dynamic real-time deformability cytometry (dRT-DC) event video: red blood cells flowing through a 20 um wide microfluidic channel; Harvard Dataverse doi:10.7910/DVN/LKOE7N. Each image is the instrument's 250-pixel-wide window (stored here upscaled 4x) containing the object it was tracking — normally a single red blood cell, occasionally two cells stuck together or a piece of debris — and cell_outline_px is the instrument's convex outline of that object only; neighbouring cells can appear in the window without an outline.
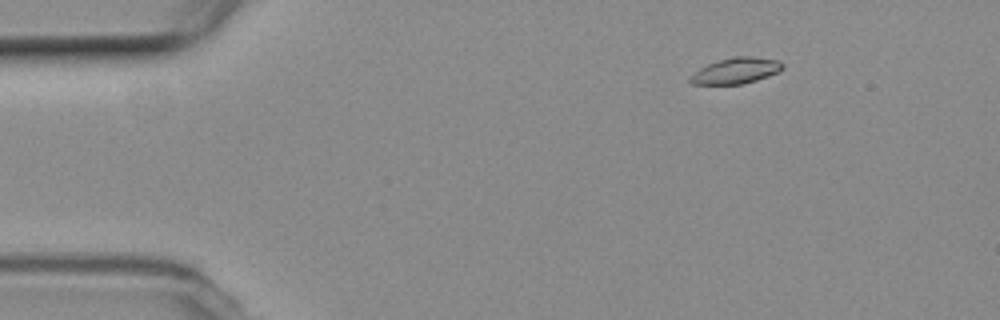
{"species": "common noctule bat (a hibernating species)", "species_latin": "Nyctalus noctula", "temperature_condition": "room temperature", "stored_images_in_passage": 45, "camera_frame_rate_fps": 3000, "um_per_image_px": 0.085, "animal": {"sex": "female", "body_mass_g": 19.3, "forearm_length_mm": 54.1}, "frame": {"image": 1, "passage_image": 2, "time_ms": 0.333, "image_size_px": [1000, 320], "cell_outline_px": [[784, 68], [780, 72], [756, 80], [740, 84], [692, 84], [688, 80], [688, 76], [700, 68], [708, 64], [732, 56], [752, 56], [780, 60], [784, 64]], "centroid_in_image_um": [62.58, 6.0], "position_along_channel_um": 22.4, "area_um2": 14.1}}
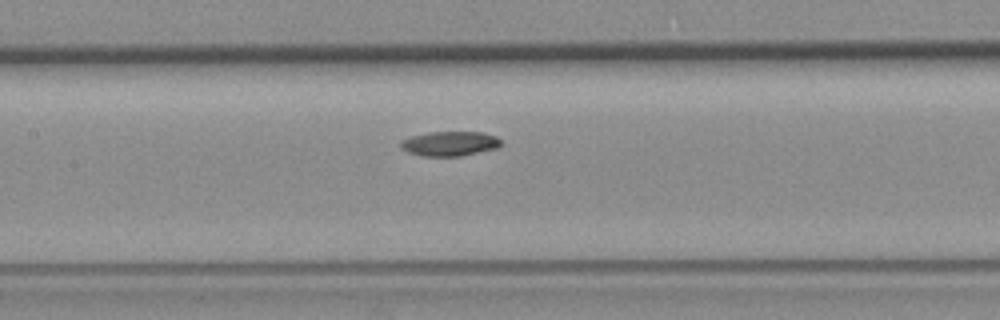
{"frame": {"image": 2, "passage_image": 20, "time_ms": 6.333, "image_size_px": [1000, 320], "cell_outline_px": [[504, 144], [496, 148], [460, 156], [424, 156], [408, 152], [400, 148], [400, 140], [412, 136], [428, 132], [484, 132], [496, 136]], "centroid_in_image_um": [38.23, 12.2], "position_along_channel_um": 169.2, "area_um2": 14.45}}
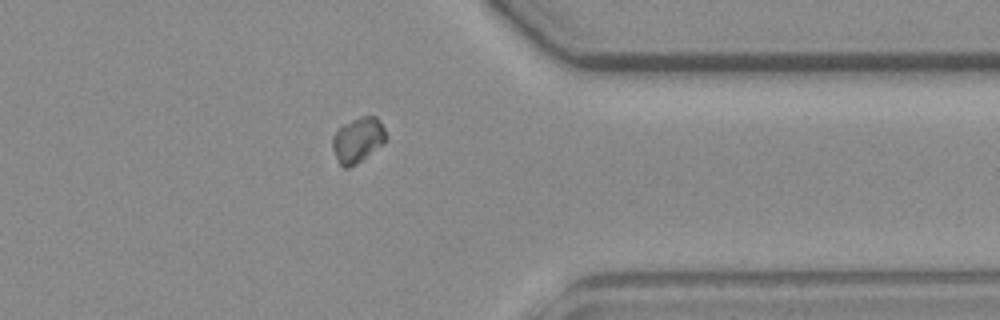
{"frame": {"image": 3, "passage_image": 38, "time_ms": 12.333, "image_size_px": [1000, 320], "cell_outline_px": [[388, 136], [384, 144], [356, 164], [348, 168], [344, 168], [340, 164], [332, 148], [332, 136], [344, 124], [360, 116], [376, 116], [380, 120]], "centroid_in_image_um": [30.45, 11.89], "position_along_channel_um": 381.0, "area_um2": 14.1}, "authors_computed_cell_mechanics": {"area_um2": 14.2766, "velocity_mm_per_s": 3.7196, "shape_relaxation_time_tau1_ms": 6.6812, "shape_relaxation_time_tau2_ms": null, "deformation_change_tau1": 0.1202, "deformation_change_tau2": null}}